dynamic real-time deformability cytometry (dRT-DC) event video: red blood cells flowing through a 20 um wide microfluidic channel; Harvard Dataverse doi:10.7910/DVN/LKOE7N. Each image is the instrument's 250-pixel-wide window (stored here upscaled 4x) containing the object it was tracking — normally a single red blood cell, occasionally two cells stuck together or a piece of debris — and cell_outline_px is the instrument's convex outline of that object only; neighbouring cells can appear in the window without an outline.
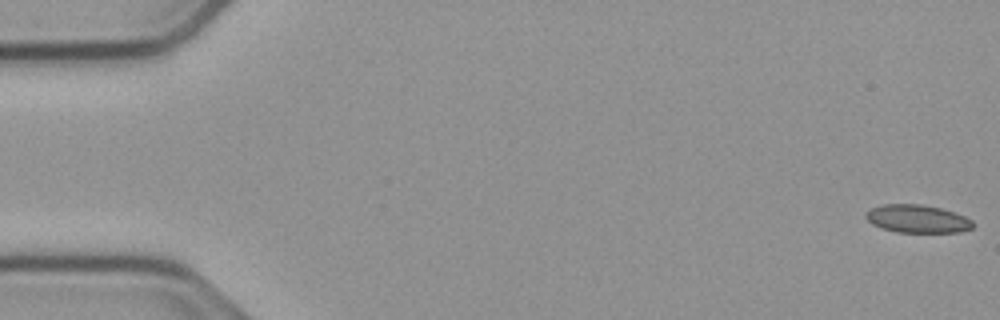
{"species": "common noctule bat (a hibernating species)", "species_latin": "Nyctalus noctula", "temperature_condition": "cold", "stored_images_in_passage": 55, "camera_frame_rate_fps": 3000, "um_per_image_px": 0.085, "animal": {"sex": "male", "body_mass_g": 23.1, "forearm_length_mm": 52.7}, "frame": {"image": 1, "passage_image": 1, "time_ms": 0.0, "image_size_px": [1000, 320], "cell_outline_px": [[976, 224], [972, 228], [960, 232], [896, 232], [880, 228], [872, 224], [864, 216], [864, 212], [872, 208], [884, 204], [920, 204], [940, 208], [964, 216], [972, 220]], "centroid_in_image_um": [77.96, 18.6], "position_along_channel_um": 7.0, "area_um2": 17.51}}
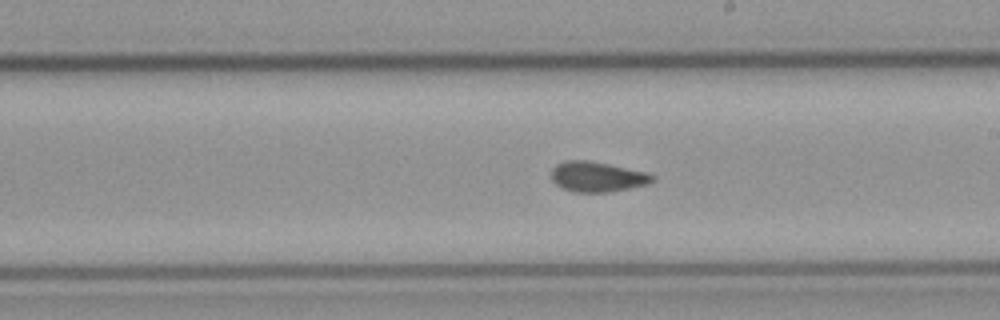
{"frame": {"image": 2, "passage_image": 31, "time_ms": 10.0, "image_size_px": [1000, 320], "cell_outline_px": [[656, 180], [648, 184], [612, 192], [572, 192], [556, 184], [552, 180], [552, 168], [556, 164], [564, 160], [588, 160], [648, 172], [656, 176]], "centroid_in_image_um": [50.8, 15.02], "position_along_channel_um": 238.2, "area_um2": 17.98}}
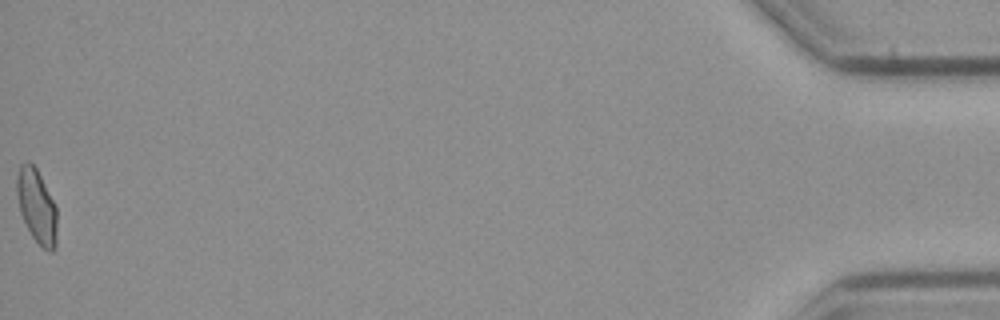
{"frame": {"image": 3, "passage_image": 55, "time_ms": 18.0, "image_size_px": [1000, 320], "cell_outline_px": [[56, 248], [52, 252], [48, 252], [32, 236], [20, 212], [16, 192], [16, 176], [20, 164], [28, 160], [36, 168], [56, 204]], "centroid_in_image_um": [3.12, 17.5], "position_along_channel_um": 432.1, "area_um2": 17.34}, "authors_computed_cell_mechanics": {"area_um2": 17.7446, "velocity_mm_per_s": 3.7629, "shape_relaxation_time_tau1_ms": null, "shape_relaxation_time_tau2_ms": 1.3064, "deformation_change_tau1": null, "deformation_change_tau2": 0.0779}}